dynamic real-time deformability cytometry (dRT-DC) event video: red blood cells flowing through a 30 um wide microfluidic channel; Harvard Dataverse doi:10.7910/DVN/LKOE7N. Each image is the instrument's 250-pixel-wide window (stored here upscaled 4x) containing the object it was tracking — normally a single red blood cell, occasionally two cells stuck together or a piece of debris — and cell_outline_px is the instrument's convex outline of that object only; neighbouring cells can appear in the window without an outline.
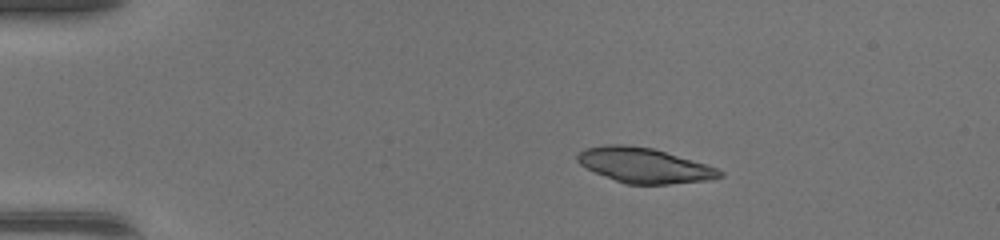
{"species": "common noctule bat (a hibernating species)", "species_latin": "Nyctalus noctula", "temperature_condition": "warm", "stored_images_in_passage": 3, "camera_frame_rate_fps": 3000, "um_per_image_px": 0.085, "animal": {"sex": "female", "body_mass_g": 17.0, "forearm_length_mm": 48.0}, "frame": {"image": 1, "passage_image": 1, "time_ms": 0.0, "image_size_px": [1000, 240], "cell_outline_px": [[724, 176], [712, 180], [668, 184], [624, 184], [596, 172], [580, 164], [576, 160], [576, 156], [584, 148], [604, 144], [624, 144], [652, 148], [692, 160], [716, 168], [724, 172]], "centroid_in_image_um": [54.76, 14.05], "position_along_channel_um": 30.2, "area_um2": 28.9}}